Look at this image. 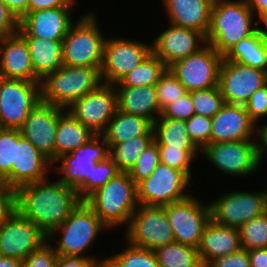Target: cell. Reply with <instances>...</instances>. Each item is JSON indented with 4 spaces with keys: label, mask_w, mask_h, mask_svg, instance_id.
Listing matches in <instances>:
<instances>
[{
    "label": "cell",
    "mask_w": 267,
    "mask_h": 267,
    "mask_svg": "<svg viewBox=\"0 0 267 267\" xmlns=\"http://www.w3.org/2000/svg\"><path fill=\"white\" fill-rule=\"evenodd\" d=\"M48 177L15 190L16 210L49 236L82 201L78 192Z\"/></svg>",
    "instance_id": "cell-1"
},
{
    "label": "cell",
    "mask_w": 267,
    "mask_h": 267,
    "mask_svg": "<svg viewBox=\"0 0 267 267\" xmlns=\"http://www.w3.org/2000/svg\"><path fill=\"white\" fill-rule=\"evenodd\" d=\"M253 16L245 0H214L206 43L225 56L234 45L259 28L258 21L252 24Z\"/></svg>",
    "instance_id": "cell-2"
},
{
    "label": "cell",
    "mask_w": 267,
    "mask_h": 267,
    "mask_svg": "<svg viewBox=\"0 0 267 267\" xmlns=\"http://www.w3.org/2000/svg\"><path fill=\"white\" fill-rule=\"evenodd\" d=\"M85 202L108 227L128 225L138 206L137 189L129 172H118L105 185L92 193Z\"/></svg>",
    "instance_id": "cell-3"
},
{
    "label": "cell",
    "mask_w": 267,
    "mask_h": 267,
    "mask_svg": "<svg viewBox=\"0 0 267 267\" xmlns=\"http://www.w3.org/2000/svg\"><path fill=\"white\" fill-rule=\"evenodd\" d=\"M102 83L101 67L62 65L40 81V100L66 109Z\"/></svg>",
    "instance_id": "cell-4"
},
{
    "label": "cell",
    "mask_w": 267,
    "mask_h": 267,
    "mask_svg": "<svg viewBox=\"0 0 267 267\" xmlns=\"http://www.w3.org/2000/svg\"><path fill=\"white\" fill-rule=\"evenodd\" d=\"M96 19L93 13H86L70 26L62 41L63 65L102 67L106 37Z\"/></svg>",
    "instance_id": "cell-5"
},
{
    "label": "cell",
    "mask_w": 267,
    "mask_h": 267,
    "mask_svg": "<svg viewBox=\"0 0 267 267\" xmlns=\"http://www.w3.org/2000/svg\"><path fill=\"white\" fill-rule=\"evenodd\" d=\"M103 229L108 230V227L85 201H81L63 223L48 236V240L55 237L60 230L62 236L57 240V246H54L58 256L89 257L83 253L85 254L91 247Z\"/></svg>",
    "instance_id": "cell-6"
},
{
    "label": "cell",
    "mask_w": 267,
    "mask_h": 267,
    "mask_svg": "<svg viewBox=\"0 0 267 267\" xmlns=\"http://www.w3.org/2000/svg\"><path fill=\"white\" fill-rule=\"evenodd\" d=\"M126 240L132 246L155 250L175 242L163 206L138 205L127 227Z\"/></svg>",
    "instance_id": "cell-7"
},
{
    "label": "cell",
    "mask_w": 267,
    "mask_h": 267,
    "mask_svg": "<svg viewBox=\"0 0 267 267\" xmlns=\"http://www.w3.org/2000/svg\"><path fill=\"white\" fill-rule=\"evenodd\" d=\"M100 141V142H99ZM101 143V144H100ZM109 156V147L103 135H95L88 142L71 153L59 157L56 162L62 164L52 166L62 173L59 181L74 188L78 193L92 180L93 167L97 162Z\"/></svg>",
    "instance_id": "cell-8"
},
{
    "label": "cell",
    "mask_w": 267,
    "mask_h": 267,
    "mask_svg": "<svg viewBox=\"0 0 267 267\" xmlns=\"http://www.w3.org/2000/svg\"><path fill=\"white\" fill-rule=\"evenodd\" d=\"M175 242L198 248L204 230L211 218L210 203L203 204L194 196L163 206Z\"/></svg>",
    "instance_id": "cell-9"
},
{
    "label": "cell",
    "mask_w": 267,
    "mask_h": 267,
    "mask_svg": "<svg viewBox=\"0 0 267 267\" xmlns=\"http://www.w3.org/2000/svg\"><path fill=\"white\" fill-rule=\"evenodd\" d=\"M191 179L182 171L159 163L152 174L136 185L138 205L164 206L187 198Z\"/></svg>",
    "instance_id": "cell-10"
},
{
    "label": "cell",
    "mask_w": 267,
    "mask_h": 267,
    "mask_svg": "<svg viewBox=\"0 0 267 267\" xmlns=\"http://www.w3.org/2000/svg\"><path fill=\"white\" fill-rule=\"evenodd\" d=\"M211 218L217 224L239 229L267 211V191H230L210 203Z\"/></svg>",
    "instance_id": "cell-11"
},
{
    "label": "cell",
    "mask_w": 267,
    "mask_h": 267,
    "mask_svg": "<svg viewBox=\"0 0 267 267\" xmlns=\"http://www.w3.org/2000/svg\"><path fill=\"white\" fill-rule=\"evenodd\" d=\"M223 59V55L206 43L197 53L175 62L169 69L188 92H193L219 85Z\"/></svg>",
    "instance_id": "cell-12"
},
{
    "label": "cell",
    "mask_w": 267,
    "mask_h": 267,
    "mask_svg": "<svg viewBox=\"0 0 267 267\" xmlns=\"http://www.w3.org/2000/svg\"><path fill=\"white\" fill-rule=\"evenodd\" d=\"M40 101V83L0 78V126L20 129Z\"/></svg>",
    "instance_id": "cell-13"
},
{
    "label": "cell",
    "mask_w": 267,
    "mask_h": 267,
    "mask_svg": "<svg viewBox=\"0 0 267 267\" xmlns=\"http://www.w3.org/2000/svg\"><path fill=\"white\" fill-rule=\"evenodd\" d=\"M254 141V142H253ZM254 139L235 142L210 143L200 152L218 170L231 176H248L260 166Z\"/></svg>",
    "instance_id": "cell-14"
},
{
    "label": "cell",
    "mask_w": 267,
    "mask_h": 267,
    "mask_svg": "<svg viewBox=\"0 0 267 267\" xmlns=\"http://www.w3.org/2000/svg\"><path fill=\"white\" fill-rule=\"evenodd\" d=\"M117 108L115 85L102 83L95 90L74 101L66 110L95 135H102Z\"/></svg>",
    "instance_id": "cell-15"
},
{
    "label": "cell",
    "mask_w": 267,
    "mask_h": 267,
    "mask_svg": "<svg viewBox=\"0 0 267 267\" xmlns=\"http://www.w3.org/2000/svg\"><path fill=\"white\" fill-rule=\"evenodd\" d=\"M151 52V44L120 37L106 38L101 67L103 83L117 84Z\"/></svg>",
    "instance_id": "cell-16"
},
{
    "label": "cell",
    "mask_w": 267,
    "mask_h": 267,
    "mask_svg": "<svg viewBox=\"0 0 267 267\" xmlns=\"http://www.w3.org/2000/svg\"><path fill=\"white\" fill-rule=\"evenodd\" d=\"M46 241L48 236L17 210L0 225V256L23 261Z\"/></svg>",
    "instance_id": "cell-17"
},
{
    "label": "cell",
    "mask_w": 267,
    "mask_h": 267,
    "mask_svg": "<svg viewBox=\"0 0 267 267\" xmlns=\"http://www.w3.org/2000/svg\"><path fill=\"white\" fill-rule=\"evenodd\" d=\"M265 84L266 71L223 59L218 86L225 103L245 105L250 96Z\"/></svg>",
    "instance_id": "cell-18"
},
{
    "label": "cell",
    "mask_w": 267,
    "mask_h": 267,
    "mask_svg": "<svg viewBox=\"0 0 267 267\" xmlns=\"http://www.w3.org/2000/svg\"><path fill=\"white\" fill-rule=\"evenodd\" d=\"M44 103L41 100L31 109L19 129L21 135L30 141L42 154L55 165V136L59 117L66 109Z\"/></svg>",
    "instance_id": "cell-19"
},
{
    "label": "cell",
    "mask_w": 267,
    "mask_h": 267,
    "mask_svg": "<svg viewBox=\"0 0 267 267\" xmlns=\"http://www.w3.org/2000/svg\"><path fill=\"white\" fill-rule=\"evenodd\" d=\"M51 166V161L23 138L19 129H15V163H12L11 173L3 183L16 190L20 186L47 178Z\"/></svg>",
    "instance_id": "cell-20"
},
{
    "label": "cell",
    "mask_w": 267,
    "mask_h": 267,
    "mask_svg": "<svg viewBox=\"0 0 267 267\" xmlns=\"http://www.w3.org/2000/svg\"><path fill=\"white\" fill-rule=\"evenodd\" d=\"M205 44L206 36L201 32L170 23V26L152 41L151 49L169 68L175 62L197 53Z\"/></svg>",
    "instance_id": "cell-21"
},
{
    "label": "cell",
    "mask_w": 267,
    "mask_h": 267,
    "mask_svg": "<svg viewBox=\"0 0 267 267\" xmlns=\"http://www.w3.org/2000/svg\"><path fill=\"white\" fill-rule=\"evenodd\" d=\"M74 7H58L26 13L19 20L22 37L63 40L73 24L70 11Z\"/></svg>",
    "instance_id": "cell-22"
},
{
    "label": "cell",
    "mask_w": 267,
    "mask_h": 267,
    "mask_svg": "<svg viewBox=\"0 0 267 267\" xmlns=\"http://www.w3.org/2000/svg\"><path fill=\"white\" fill-rule=\"evenodd\" d=\"M256 127L244 105L225 103L212 117L211 143L253 139Z\"/></svg>",
    "instance_id": "cell-23"
},
{
    "label": "cell",
    "mask_w": 267,
    "mask_h": 267,
    "mask_svg": "<svg viewBox=\"0 0 267 267\" xmlns=\"http://www.w3.org/2000/svg\"><path fill=\"white\" fill-rule=\"evenodd\" d=\"M0 54V76L2 78L40 83L34 75L27 42L18 32L0 39Z\"/></svg>",
    "instance_id": "cell-24"
},
{
    "label": "cell",
    "mask_w": 267,
    "mask_h": 267,
    "mask_svg": "<svg viewBox=\"0 0 267 267\" xmlns=\"http://www.w3.org/2000/svg\"><path fill=\"white\" fill-rule=\"evenodd\" d=\"M169 23L208 34L214 0H162Z\"/></svg>",
    "instance_id": "cell-25"
},
{
    "label": "cell",
    "mask_w": 267,
    "mask_h": 267,
    "mask_svg": "<svg viewBox=\"0 0 267 267\" xmlns=\"http://www.w3.org/2000/svg\"><path fill=\"white\" fill-rule=\"evenodd\" d=\"M240 249L239 229L217 224L212 219L207 224L197 248L204 267L214 259L230 255Z\"/></svg>",
    "instance_id": "cell-26"
},
{
    "label": "cell",
    "mask_w": 267,
    "mask_h": 267,
    "mask_svg": "<svg viewBox=\"0 0 267 267\" xmlns=\"http://www.w3.org/2000/svg\"><path fill=\"white\" fill-rule=\"evenodd\" d=\"M118 109L132 114L145 117L154 123L161 115L155 86L118 87ZM156 115V116H155Z\"/></svg>",
    "instance_id": "cell-27"
},
{
    "label": "cell",
    "mask_w": 267,
    "mask_h": 267,
    "mask_svg": "<svg viewBox=\"0 0 267 267\" xmlns=\"http://www.w3.org/2000/svg\"><path fill=\"white\" fill-rule=\"evenodd\" d=\"M29 47L34 75L41 81L47 74L63 65L62 41L37 37H23Z\"/></svg>",
    "instance_id": "cell-28"
},
{
    "label": "cell",
    "mask_w": 267,
    "mask_h": 267,
    "mask_svg": "<svg viewBox=\"0 0 267 267\" xmlns=\"http://www.w3.org/2000/svg\"><path fill=\"white\" fill-rule=\"evenodd\" d=\"M144 134H154L153 123L145 117L132 115L117 108L109 121L106 131L102 134L108 146L122 143Z\"/></svg>",
    "instance_id": "cell-29"
},
{
    "label": "cell",
    "mask_w": 267,
    "mask_h": 267,
    "mask_svg": "<svg viewBox=\"0 0 267 267\" xmlns=\"http://www.w3.org/2000/svg\"><path fill=\"white\" fill-rule=\"evenodd\" d=\"M224 58L267 72V42L262 28L239 41Z\"/></svg>",
    "instance_id": "cell-30"
},
{
    "label": "cell",
    "mask_w": 267,
    "mask_h": 267,
    "mask_svg": "<svg viewBox=\"0 0 267 267\" xmlns=\"http://www.w3.org/2000/svg\"><path fill=\"white\" fill-rule=\"evenodd\" d=\"M95 134L75 119L67 110L58 121L55 136V163L64 154L71 153L88 142Z\"/></svg>",
    "instance_id": "cell-31"
},
{
    "label": "cell",
    "mask_w": 267,
    "mask_h": 267,
    "mask_svg": "<svg viewBox=\"0 0 267 267\" xmlns=\"http://www.w3.org/2000/svg\"><path fill=\"white\" fill-rule=\"evenodd\" d=\"M167 69L168 67L166 64L158 56L151 52L138 66L115 84V86H155Z\"/></svg>",
    "instance_id": "cell-32"
},
{
    "label": "cell",
    "mask_w": 267,
    "mask_h": 267,
    "mask_svg": "<svg viewBox=\"0 0 267 267\" xmlns=\"http://www.w3.org/2000/svg\"><path fill=\"white\" fill-rule=\"evenodd\" d=\"M154 142L175 148H197L189 139L185 120L158 117L153 123Z\"/></svg>",
    "instance_id": "cell-33"
},
{
    "label": "cell",
    "mask_w": 267,
    "mask_h": 267,
    "mask_svg": "<svg viewBox=\"0 0 267 267\" xmlns=\"http://www.w3.org/2000/svg\"><path fill=\"white\" fill-rule=\"evenodd\" d=\"M154 142V134H144L109 147V157L119 172H130L142 152Z\"/></svg>",
    "instance_id": "cell-34"
},
{
    "label": "cell",
    "mask_w": 267,
    "mask_h": 267,
    "mask_svg": "<svg viewBox=\"0 0 267 267\" xmlns=\"http://www.w3.org/2000/svg\"><path fill=\"white\" fill-rule=\"evenodd\" d=\"M160 267H204L197 248L171 243L154 250Z\"/></svg>",
    "instance_id": "cell-35"
},
{
    "label": "cell",
    "mask_w": 267,
    "mask_h": 267,
    "mask_svg": "<svg viewBox=\"0 0 267 267\" xmlns=\"http://www.w3.org/2000/svg\"><path fill=\"white\" fill-rule=\"evenodd\" d=\"M126 244L125 250L106 258V267H160L153 250Z\"/></svg>",
    "instance_id": "cell-36"
},
{
    "label": "cell",
    "mask_w": 267,
    "mask_h": 267,
    "mask_svg": "<svg viewBox=\"0 0 267 267\" xmlns=\"http://www.w3.org/2000/svg\"><path fill=\"white\" fill-rule=\"evenodd\" d=\"M239 233L242 249L267 248V211L243 224Z\"/></svg>",
    "instance_id": "cell-37"
},
{
    "label": "cell",
    "mask_w": 267,
    "mask_h": 267,
    "mask_svg": "<svg viewBox=\"0 0 267 267\" xmlns=\"http://www.w3.org/2000/svg\"><path fill=\"white\" fill-rule=\"evenodd\" d=\"M161 163L184 172L191 180V165L198 148H175L170 145H158Z\"/></svg>",
    "instance_id": "cell-38"
},
{
    "label": "cell",
    "mask_w": 267,
    "mask_h": 267,
    "mask_svg": "<svg viewBox=\"0 0 267 267\" xmlns=\"http://www.w3.org/2000/svg\"><path fill=\"white\" fill-rule=\"evenodd\" d=\"M195 114L212 118L225 104L219 86L192 92Z\"/></svg>",
    "instance_id": "cell-39"
},
{
    "label": "cell",
    "mask_w": 267,
    "mask_h": 267,
    "mask_svg": "<svg viewBox=\"0 0 267 267\" xmlns=\"http://www.w3.org/2000/svg\"><path fill=\"white\" fill-rule=\"evenodd\" d=\"M155 89L161 110L188 92L169 68L160 77L155 85Z\"/></svg>",
    "instance_id": "cell-40"
},
{
    "label": "cell",
    "mask_w": 267,
    "mask_h": 267,
    "mask_svg": "<svg viewBox=\"0 0 267 267\" xmlns=\"http://www.w3.org/2000/svg\"><path fill=\"white\" fill-rule=\"evenodd\" d=\"M119 170L114 161L108 156L104 161L97 162L93 167L92 180L78 193L85 201L92 193L111 180Z\"/></svg>",
    "instance_id": "cell-41"
},
{
    "label": "cell",
    "mask_w": 267,
    "mask_h": 267,
    "mask_svg": "<svg viewBox=\"0 0 267 267\" xmlns=\"http://www.w3.org/2000/svg\"><path fill=\"white\" fill-rule=\"evenodd\" d=\"M161 162L158 145L152 142L137 159L135 166L130 170V178L137 185L147 179Z\"/></svg>",
    "instance_id": "cell-42"
},
{
    "label": "cell",
    "mask_w": 267,
    "mask_h": 267,
    "mask_svg": "<svg viewBox=\"0 0 267 267\" xmlns=\"http://www.w3.org/2000/svg\"><path fill=\"white\" fill-rule=\"evenodd\" d=\"M185 123L189 139L200 151L211 143L212 118L194 114Z\"/></svg>",
    "instance_id": "cell-43"
},
{
    "label": "cell",
    "mask_w": 267,
    "mask_h": 267,
    "mask_svg": "<svg viewBox=\"0 0 267 267\" xmlns=\"http://www.w3.org/2000/svg\"><path fill=\"white\" fill-rule=\"evenodd\" d=\"M15 163V129L0 128V182L11 173Z\"/></svg>",
    "instance_id": "cell-44"
},
{
    "label": "cell",
    "mask_w": 267,
    "mask_h": 267,
    "mask_svg": "<svg viewBox=\"0 0 267 267\" xmlns=\"http://www.w3.org/2000/svg\"><path fill=\"white\" fill-rule=\"evenodd\" d=\"M57 259L55 248L46 241L23 260V267H55Z\"/></svg>",
    "instance_id": "cell-45"
},
{
    "label": "cell",
    "mask_w": 267,
    "mask_h": 267,
    "mask_svg": "<svg viewBox=\"0 0 267 267\" xmlns=\"http://www.w3.org/2000/svg\"><path fill=\"white\" fill-rule=\"evenodd\" d=\"M195 114L192 100V92H187L179 99L168 104L159 117H169L172 119L188 120Z\"/></svg>",
    "instance_id": "cell-46"
},
{
    "label": "cell",
    "mask_w": 267,
    "mask_h": 267,
    "mask_svg": "<svg viewBox=\"0 0 267 267\" xmlns=\"http://www.w3.org/2000/svg\"><path fill=\"white\" fill-rule=\"evenodd\" d=\"M250 118L259 123L260 118L267 116V84L255 91L244 105Z\"/></svg>",
    "instance_id": "cell-47"
},
{
    "label": "cell",
    "mask_w": 267,
    "mask_h": 267,
    "mask_svg": "<svg viewBox=\"0 0 267 267\" xmlns=\"http://www.w3.org/2000/svg\"><path fill=\"white\" fill-rule=\"evenodd\" d=\"M206 267H251L248 251L240 249L230 255L211 261Z\"/></svg>",
    "instance_id": "cell-48"
},
{
    "label": "cell",
    "mask_w": 267,
    "mask_h": 267,
    "mask_svg": "<svg viewBox=\"0 0 267 267\" xmlns=\"http://www.w3.org/2000/svg\"><path fill=\"white\" fill-rule=\"evenodd\" d=\"M19 29V19L0 0V39L16 34Z\"/></svg>",
    "instance_id": "cell-49"
},
{
    "label": "cell",
    "mask_w": 267,
    "mask_h": 267,
    "mask_svg": "<svg viewBox=\"0 0 267 267\" xmlns=\"http://www.w3.org/2000/svg\"><path fill=\"white\" fill-rule=\"evenodd\" d=\"M16 210L15 189L0 182V225Z\"/></svg>",
    "instance_id": "cell-50"
},
{
    "label": "cell",
    "mask_w": 267,
    "mask_h": 267,
    "mask_svg": "<svg viewBox=\"0 0 267 267\" xmlns=\"http://www.w3.org/2000/svg\"><path fill=\"white\" fill-rule=\"evenodd\" d=\"M105 261L106 258L98 260L95 256H58L55 267H100L105 265Z\"/></svg>",
    "instance_id": "cell-51"
},
{
    "label": "cell",
    "mask_w": 267,
    "mask_h": 267,
    "mask_svg": "<svg viewBox=\"0 0 267 267\" xmlns=\"http://www.w3.org/2000/svg\"><path fill=\"white\" fill-rule=\"evenodd\" d=\"M76 0H29V12L58 8V7H73Z\"/></svg>",
    "instance_id": "cell-52"
},
{
    "label": "cell",
    "mask_w": 267,
    "mask_h": 267,
    "mask_svg": "<svg viewBox=\"0 0 267 267\" xmlns=\"http://www.w3.org/2000/svg\"><path fill=\"white\" fill-rule=\"evenodd\" d=\"M7 8L20 20L29 12V0H2Z\"/></svg>",
    "instance_id": "cell-53"
},
{
    "label": "cell",
    "mask_w": 267,
    "mask_h": 267,
    "mask_svg": "<svg viewBox=\"0 0 267 267\" xmlns=\"http://www.w3.org/2000/svg\"><path fill=\"white\" fill-rule=\"evenodd\" d=\"M260 128V129H259ZM256 130L257 136L256 138L259 141H256L257 145V154L260 160V163L264 162L263 158H265V154H267V123L265 125H261V127L257 128Z\"/></svg>",
    "instance_id": "cell-54"
},
{
    "label": "cell",
    "mask_w": 267,
    "mask_h": 267,
    "mask_svg": "<svg viewBox=\"0 0 267 267\" xmlns=\"http://www.w3.org/2000/svg\"><path fill=\"white\" fill-rule=\"evenodd\" d=\"M251 267H267V248L248 250Z\"/></svg>",
    "instance_id": "cell-55"
},
{
    "label": "cell",
    "mask_w": 267,
    "mask_h": 267,
    "mask_svg": "<svg viewBox=\"0 0 267 267\" xmlns=\"http://www.w3.org/2000/svg\"><path fill=\"white\" fill-rule=\"evenodd\" d=\"M255 15H258L259 22H267V0H245ZM261 21V22H260Z\"/></svg>",
    "instance_id": "cell-56"
},
{
    "label": "cell",
    "mask_w": 267,
    "mask_h": 267,
    "mask_svg": "<svg viewBox=\"0 0 267 267\" xmlns=\"http://www.w3.org/2000/svg\"><path fill=\"white\" fill-rule=\"evenodd\" d=\"M0 267H23V261L15 258L0 256Z\"/></svg>",
    "instance_id": "cell-57"
},
{
    "label": "cell",
    "mask_w": 267,
    "mask_h": 267,
    "mask_svg": "<svg viewBox=\"0 0 267 267\" xmlns=\"http://www.w3.org/2000/svg\"><path fill=\"white\" fill-rule=\"evenodd\" d=\"M265 27L262 28L263 32H264V35H265V39H266V42H267V22L264 23ZM266 28V29H265Z\"/></svg>",
    "instance_id": "cell-58"
}]
</instances>
